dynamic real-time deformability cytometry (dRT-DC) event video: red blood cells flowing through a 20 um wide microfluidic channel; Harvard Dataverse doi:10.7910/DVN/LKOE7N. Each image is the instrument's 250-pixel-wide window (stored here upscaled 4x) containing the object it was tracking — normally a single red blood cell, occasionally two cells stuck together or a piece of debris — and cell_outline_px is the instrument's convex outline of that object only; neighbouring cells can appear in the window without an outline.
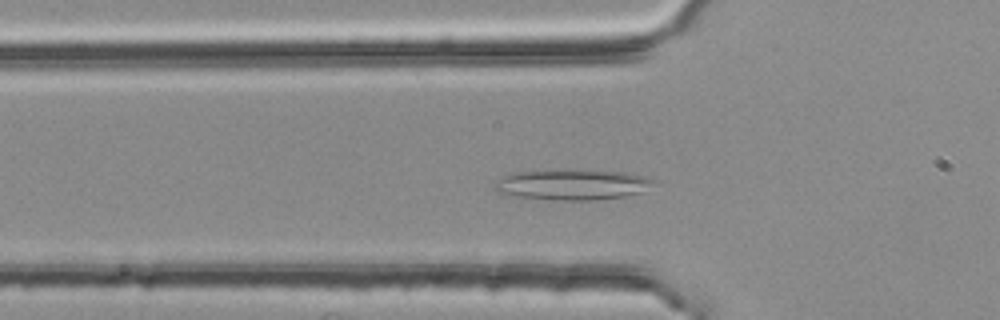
{"species": "common noctule bat (a hibernating species)", "species_latin": "Nyctalus noctula", "temperature_condition": "room temperature", "stored_images_in_passage": 34, "camera_frame_rate_fps": 3000, "um_per_image_px": 0.085, "animal": {"sex": "female", "body_mass_g": 25.1}, "frame": {"image": 1, "passage_image": 2, "time_ms": 0.333, "image_size_px": [1000, 320], "cell_outline_px": [[656, 180], [644, 192], [624, 196], [592, 200], [552, 200], [512, 196], [496, 192], [492, 188], [504, 176], [512, 172], [624, 172], [644, 176]], "centroid_in_image_um": [48.64, 15.74], "position_along_channel_um": 77.2, "area_um2": 27.28}}
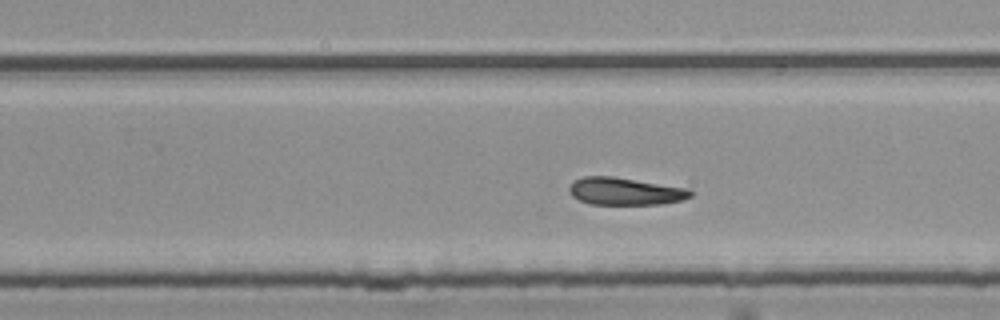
{"frame": {"image": 2, "passage_image": 18, "time_ms": 5.667, "image_size_px": [1000, 320], "cell_outline_px": [[692, 196], [684, 200], [660, 204], [588, 204], [572, 196], [568, 192], [568, 188], [572, 180], [584, 176], [612, 176], [688, 188], [692, 192]], "centroid_in_image_um": [53.1, 16.26], "position_along_channel_um": 276.7, "area_um2": 19.54}}
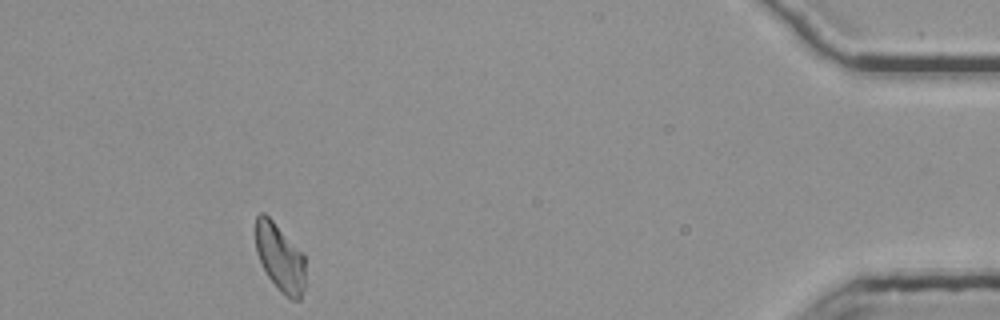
{"frame": {"image": 3, "passage_image": 34, "time_ms": 11.0, "image_size_px": [1000, 320], "cell_outline_px": [[304, 288], [300, 300], [292, 300], [280, 292], [268, 276], [256, 252], [256, 216], [260, 212], [264, 212], [272, 220], [304, 256]], "centroid_in_image_um": [23.78, 21.92], "position_along_channel_um": 411.4, "area_um2": 19.19}}